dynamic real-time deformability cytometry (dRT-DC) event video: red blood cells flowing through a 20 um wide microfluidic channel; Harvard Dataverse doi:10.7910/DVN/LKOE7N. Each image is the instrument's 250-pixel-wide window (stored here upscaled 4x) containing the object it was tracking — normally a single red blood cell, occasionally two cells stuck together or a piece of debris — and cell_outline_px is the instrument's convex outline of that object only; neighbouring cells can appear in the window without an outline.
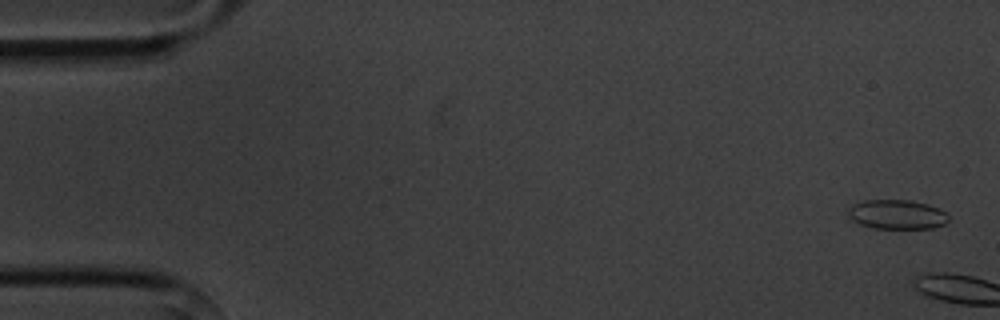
{"species": "common noctule bat (a hibernating species)", "species_latin": "Nyctalus noctula", "temperature_condition": "cold", "stored_images_in_passage": 5, "camera_frame_rate_fps": 3000, "um_per_image_px": 0.085, "animal": {"sex": "male", "body_mass_g": 20.1, "forearm_length_mm": 53.5}, "frame": {"image": 1, "passage_image": 1, "time_ms": 0.0, "image_size_px": [1000, 320], "cell_outline_px": [[948, 220], [944, 224], [932, 228], [872, 228], [860, 224], [852, 220], [848, 216], [848, 208], [852, 204], [864, 200], [908, 200], [928, 204], [940, 208], [948, 212]], "centroid_in_image_um": [76.24, 18.22], "position_along_channel_um": 8.8, "area_um2": 17.34}}